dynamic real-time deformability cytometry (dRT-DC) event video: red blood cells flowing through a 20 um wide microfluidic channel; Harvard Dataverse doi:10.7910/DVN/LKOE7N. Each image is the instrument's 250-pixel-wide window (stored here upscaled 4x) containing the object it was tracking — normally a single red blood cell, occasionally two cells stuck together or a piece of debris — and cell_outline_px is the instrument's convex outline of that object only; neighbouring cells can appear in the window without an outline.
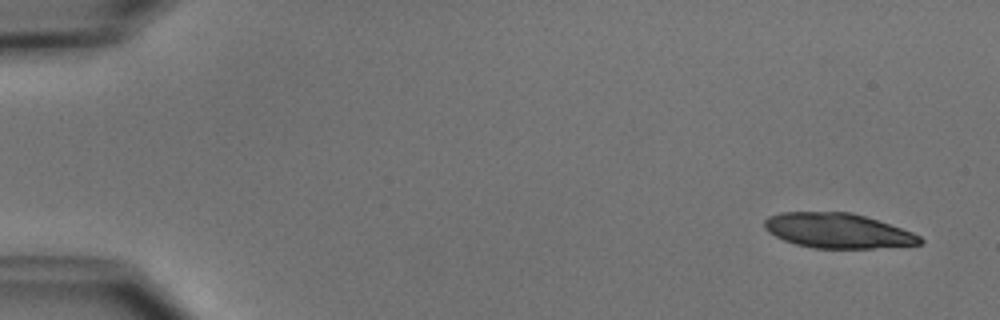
{"species": "common noctule bat (a hibernating species)", "species_latin": "Nyctalus noctula", "temperature_condition": "cold", "stored_images_in_passage": 6, "camera_frame_rate_fps": 3000, "um_per_image_px": 0.085, "animal": {"sex": "male", "body_mass_g": 15.6}, "frame": {"image": 1, "passage_image": 1, "time_ms": 0.0, "image_size_px": [1000, 320], "cell_outline_px": [[924, 240], [920, 244], [872, 248], [812, 248], [796, 244], [784, 240], [768, 232], [764, 228], [764, 220], [768, 216], [780, 212], [852, 212], [912, 232], [920, 236]], "centroid_in_image_um": [71.16, 19.61], "position_along_channel_um": 13.8, "area_um2": 31.39}}